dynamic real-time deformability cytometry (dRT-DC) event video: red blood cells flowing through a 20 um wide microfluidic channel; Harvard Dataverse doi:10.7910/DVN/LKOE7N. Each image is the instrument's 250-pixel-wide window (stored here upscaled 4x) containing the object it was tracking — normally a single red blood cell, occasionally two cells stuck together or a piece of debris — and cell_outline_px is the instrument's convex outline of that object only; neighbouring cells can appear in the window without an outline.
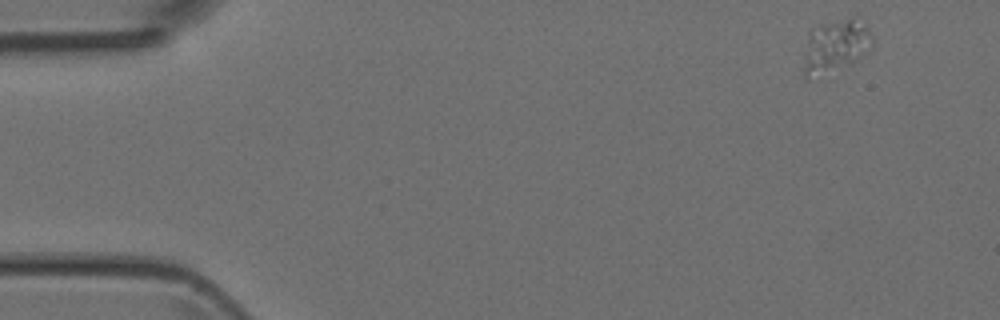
{"species": "Egyptian fruit bat (a non-hibernating species)", "species_latin": "Rousettus aegyptiacus", "temperature_condition": "room temperature", "stored_images_in_passage": 4, "camera_frame_rate_fps": 3000, "um_per_image_px": 0.085, "animal": {"sex": "female"}, "frame": {"image": 1, "passage_image": 1, "time_ms": 0.0, "image_size_px": [1000, 320], "cell_outline_px": [[872, 44], [856, 60], [804, 76], [804, 56], [808, 32], [820, 24], [852, 16], [872, 36]], "centroid_in_image_um": [70.98, 3.79], "position_along_channel_um": 14.0, "area_um2": 19.48}}
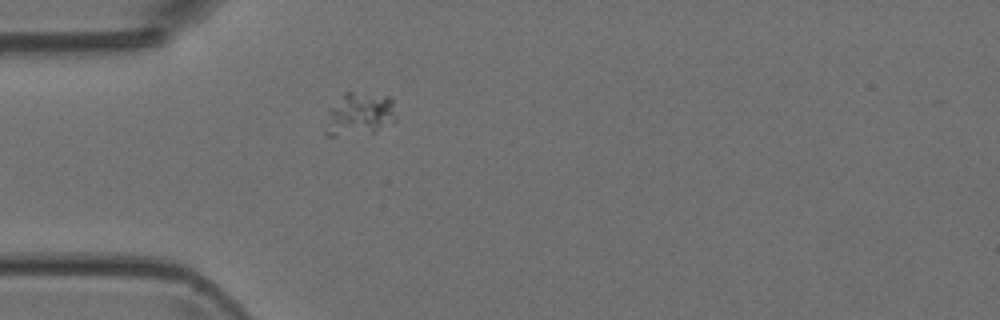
{"frame": {"image": 2, "passage_image": 4, "time_ms": 3.667, "image_size_px": [1000, 320], "cell_outline_px": [[396, 120], [372, 132], [332, 136], [328, 136], [324, 132], [328, 108], [344, 92], [352, 92], [388, 96], [392, 100], [396, 116]], "centroid_in_image_um": [30.5, 9.69], "position_along_channel_um": 54.5, "area_um2": 17.63}}